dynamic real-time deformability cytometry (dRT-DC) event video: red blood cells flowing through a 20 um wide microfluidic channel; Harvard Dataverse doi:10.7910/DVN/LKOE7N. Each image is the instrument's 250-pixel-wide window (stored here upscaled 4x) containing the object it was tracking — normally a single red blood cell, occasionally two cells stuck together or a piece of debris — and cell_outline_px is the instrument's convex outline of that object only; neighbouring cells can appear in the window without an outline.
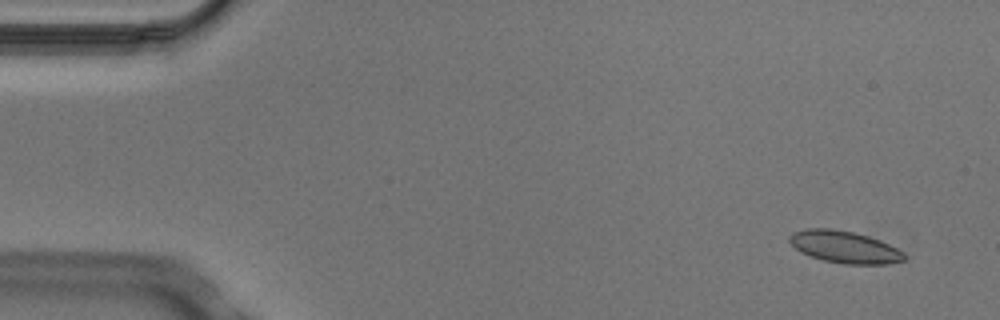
{"species": "Egyptian fruit bat (a non-hibernating species)", "species_latin": "Rousettus aegyptiacus", "temperature_condition": "cold", "stored_images_in_passage": 6, "camera_frame_rate_fps": 3000, "um_per_image_px": 0.085, "animal": {"sex": "male"}, "frame": {"image": 1, "passage_image": 1, "time_ms": 0.0, "image_size_px": [1000, 320], "cell_outline_px": [[904, 260], [888, 264], [844, 264], [824, 260], [800, 252], [788, 240], [788, 236], [792, 232], [808, 228], [832, 228], [852, 232], [868, 236], [880, 240], [904, 252]], "centroid_in_image_um": [71.76, 20.98], "position_along_channel_um": 13.2, "area_um2": 21.33}}
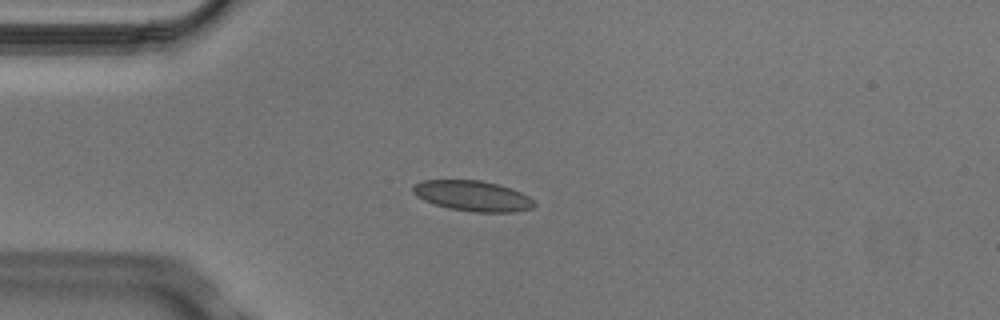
{"frame": {"image": 2, "passage_image": 4, "time_ms": 1.0, "image_size_px": [1000, 320], "cell_outline_px": [[536, 204], [532, 208], [516, 212], [472, 212], [448, 208], [424, 200], [416, 196], [412, 192], [412, 184], [424, 180], [480, 180], [512, 188], [528, 196]], "centroid_in_image_um": [40.16, 16.65], "position_along_channel_um": 44.8, "area_um2": 21.56}}